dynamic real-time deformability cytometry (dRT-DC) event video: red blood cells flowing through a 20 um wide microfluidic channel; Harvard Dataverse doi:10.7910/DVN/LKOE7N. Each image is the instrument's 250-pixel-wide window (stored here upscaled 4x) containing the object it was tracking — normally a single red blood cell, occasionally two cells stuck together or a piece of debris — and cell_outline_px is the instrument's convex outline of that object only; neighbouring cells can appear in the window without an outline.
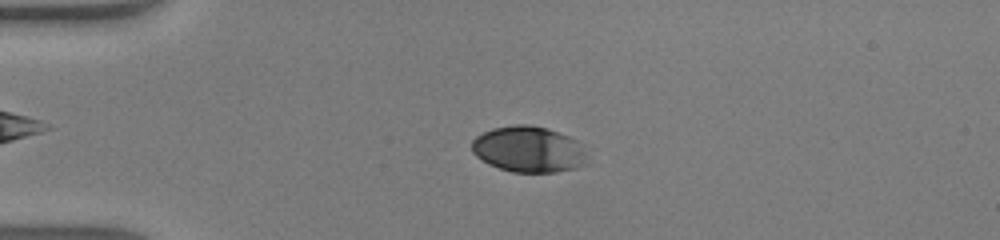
{"species": "human", "species_latin": "Homo sapiens", "temperature_condition": "warm", "stored_images_in_passage": 48, "camera_frame_rate_fps": 3000, "um_per_image_px": 0.085, "donor": {"sex": "male"}, "frame": {"image": 1, "passage_image": 12, "time_ms": 3.667, "image_size_px": [1000, 240], "cell_outline_px": [[588, 164], [576, 168], [556, 172], [512, 172], [488, 164], [476, 156], [472, 152], [472, 140], [476, 136], [492, 128], [516, 124], [528, 124], [548, 128], [568, 136], [576, 140], [588, 156]], "centroid_in_image_um": [44.94, 12.69], "position_along_channel_um": 40.1, "area_um2": 31.15}}
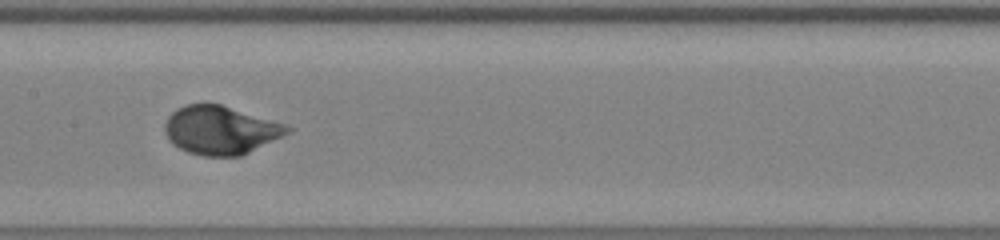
{"frame": {"image": 2, "passage_image": 25, "time_ms": 8.0, "image_size_px": [1000, 240], "cell_outline_px": [[296, 128], [292, 132], [240, 156], [204, 156], [188, 152], [172, 144], [168, 140], [164, 128], [164, 124], [168, 116], [176, 108], [188, 104], [220, 104], [288, 124]], "centroid_in_image_um": [18.78, 11.06], "position_along_channel_um": 188.6, "area_um2": 34.85}}
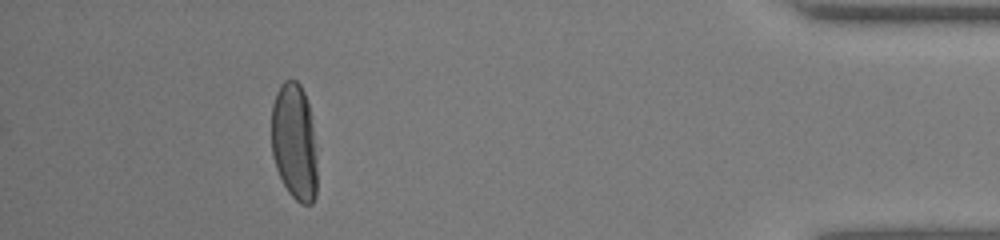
{"frame": {"image": 3, "passage_image": 44, "time_ms": 14.333, "image_size_px": [1000, 240], "cell_outline_px": [[316, 196], [312, 204], [300, 204], [288, 192], [276, 168], [272, 156], [272, 104], [276, 92], [280, 84], [284, 80], [296, 80], [300, 84], [304, 92], [308, 104], [312, 128], [316, 156]], "centroid_in_image_um": [25.0, 12.07], "position_along_channel_um": 410.2, "area_um2": 31.04}, "authors_computed_cell_mechanics": {"area_um2": 32.368, "velocity_mm_per_s": 4.3239, "shape_relaxation_time_tau1_ms": 3.4918, "shape_relaxation_time_tau2_ms": null, "deformation_change_tau1": 0.1993, "deformation_change_tau2": null}}